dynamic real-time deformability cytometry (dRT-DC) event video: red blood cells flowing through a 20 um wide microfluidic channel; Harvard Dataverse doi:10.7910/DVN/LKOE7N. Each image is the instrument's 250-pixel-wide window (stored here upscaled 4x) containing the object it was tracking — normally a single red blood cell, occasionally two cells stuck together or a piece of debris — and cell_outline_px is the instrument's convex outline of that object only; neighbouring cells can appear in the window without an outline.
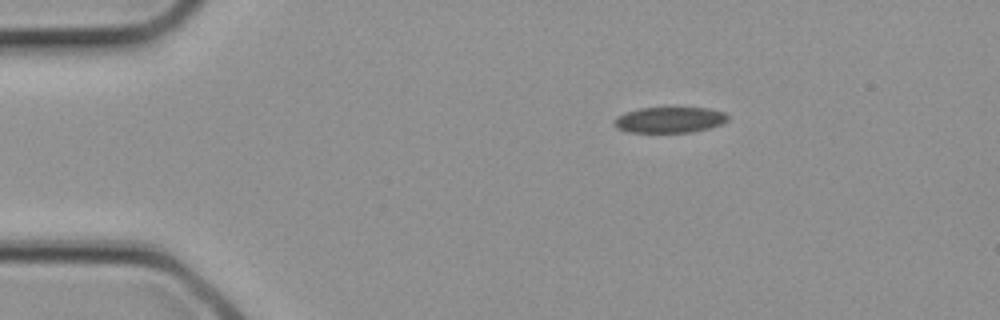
{"species": "common noctule bat (a hibernating species)", "species_latin": "Nyctalus noctula", "temperature_condition": "cold", "stored_images_in_passage": 3, "segment_of_instrument_passage": [1, 2], "camera_frame_rate_fps": 3000, "um_per_image_px": 0.085, "animal": {"sex": "female", "body_mass_g": 21.9}, "frame": {"image": 1, "passage_image": 1, "time_ms": 0.0, "image_size_px": [1000, 320], "cell_outline_px": [[728, 120], [724, 124], [692, 132], [628, 132], [616, 128], [612, 124], [612, 120], [616, 116], [624, 112], [640, 108], [708, 108], [724, 112], [728, 116]], "centroid_in_image_um": [56.87, 10.19], "position_along_channel_um": 28.1, "area_um2": 17.28}}